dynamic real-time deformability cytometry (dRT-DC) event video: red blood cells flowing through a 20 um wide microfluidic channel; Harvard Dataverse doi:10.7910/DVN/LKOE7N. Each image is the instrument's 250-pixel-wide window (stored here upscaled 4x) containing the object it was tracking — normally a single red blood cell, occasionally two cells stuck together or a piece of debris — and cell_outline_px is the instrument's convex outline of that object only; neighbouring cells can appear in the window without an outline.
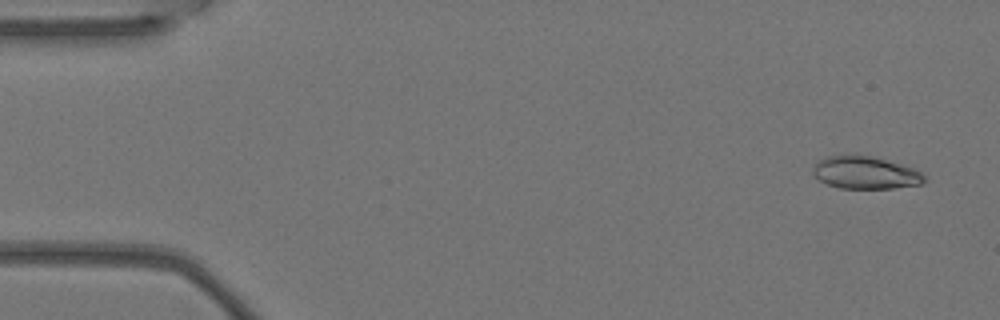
{"species": "Egyptian fruit bat (a non-hibernating species)", "species_latin": "Rousettus aegyptiacus", "temperature_condition": "warm", "stored_images_in_passage": 7, "camera_frame_rate_fps": 3000, "um_per_image_px": 0.085, "animal": {"sex": "female"}, "frame": {"image": 1, "passage_image": 1, "time_ms": 0.0, "image_size_px": [1000, 320], "cell_outline_px": [[928, 180], [924, 184], [892, 188], [840, 188], [828, 184], [820, 180], [812, 172], [812, 168], [816, 160], [828, 156], [872, 156], [900, 164], [912, 168], [920, 172]], "centroid_in_image_um": [73.56, 14.69], "position_along_channel_um": 11.4, "area_um2": 20.92}}
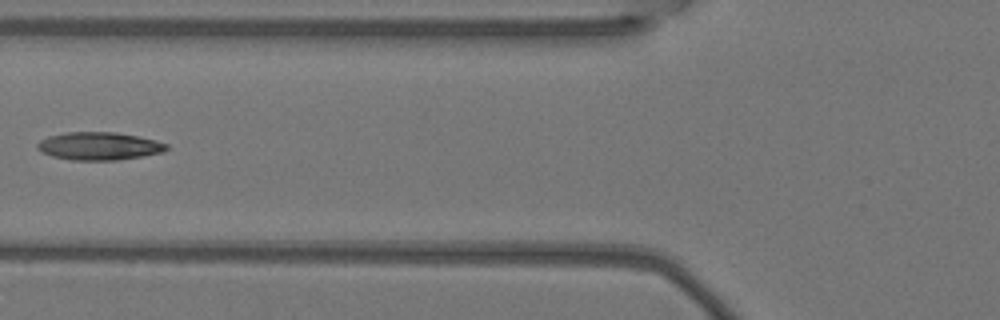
{"frame": {"image": 2, "passage_image": 6, "time_ms": 1.667, "image_size_px": [1000, 320], "cell_outline_px": [[168, 148], [164, 152], [116, 160], [72, 160], [52, 156], [40, 152], [36, 148], [36, 144], [40, 140], [48, 136], [68, 132], [116, 132], [156, 140], [168, 144]], "centroid_in_image_um": [8.39, 12.41], "position_along_channel_um": 117.4, "area_um2": 20.98}}
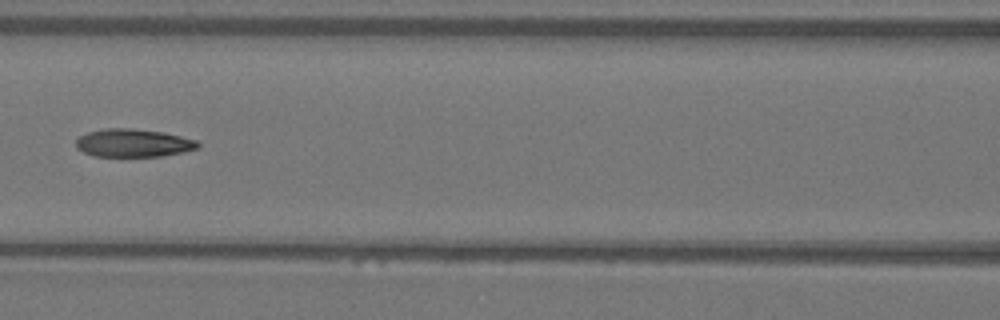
{"frame": {"image": 3, "passage_image": 7, "time_ms": 2.0, "image_size_px": [1000, 320], "cell_outline_px": [[200, 144], [196, 148], [184, 152], [160, 156], [96, 156], [84, 152], [76, 148], [76, 140], [80, 136], [88, 132], [104, 128], [132, 128], [164, 132], [196, 140]], "centroid_in_image_um": [11.32, 12.14], "position_along_channel_um": 155.3, "area_um2": 19.83}}